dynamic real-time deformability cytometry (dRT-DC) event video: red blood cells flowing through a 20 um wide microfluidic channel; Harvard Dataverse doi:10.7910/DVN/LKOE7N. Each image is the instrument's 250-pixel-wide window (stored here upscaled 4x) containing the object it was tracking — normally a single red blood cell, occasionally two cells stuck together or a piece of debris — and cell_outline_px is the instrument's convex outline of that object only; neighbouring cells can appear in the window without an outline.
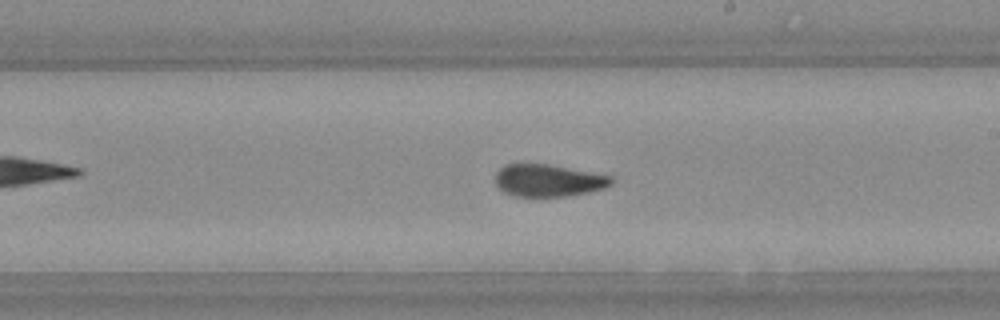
{"species": "Egyptian fruit bat (a non-hibernating species)", "species_latin": "Rousettus aegyptiacus", "temperature_condition": "warm", "stored_images_in_passage": 55, "camera_frame_rate_fps": 3000, "um_per_image_px": 0.085, "animal": {"sex": "female"}, "frame": {"image": 1, "passage_image": 32, "time_ms": 10.333, "image_size_px": [1000, 320], "cell_outline_px": [[612, 184], [604, 188], [588, 192], [568, 196], [512, 196], [504, 192], [496, 184], [496, 172], [504, 164], [548, 164], [612, 176]], "centroid_in_image_um": [46.59, 15.34], "position_along_channel_um": 242.4, "area_um2": 21.68}, "authors_computed_cell_mechanics": {"area_um2": 22.1952, "velocity_mm_per_s": 3.7587, "shape_relaxation_time_tau1_ms": 8.0935, "shape_relaxation_time_tau2_ms": 1.4729, "deformation_change_tau1": 0.2182, "deformation_change_tau2": 0.0589}}